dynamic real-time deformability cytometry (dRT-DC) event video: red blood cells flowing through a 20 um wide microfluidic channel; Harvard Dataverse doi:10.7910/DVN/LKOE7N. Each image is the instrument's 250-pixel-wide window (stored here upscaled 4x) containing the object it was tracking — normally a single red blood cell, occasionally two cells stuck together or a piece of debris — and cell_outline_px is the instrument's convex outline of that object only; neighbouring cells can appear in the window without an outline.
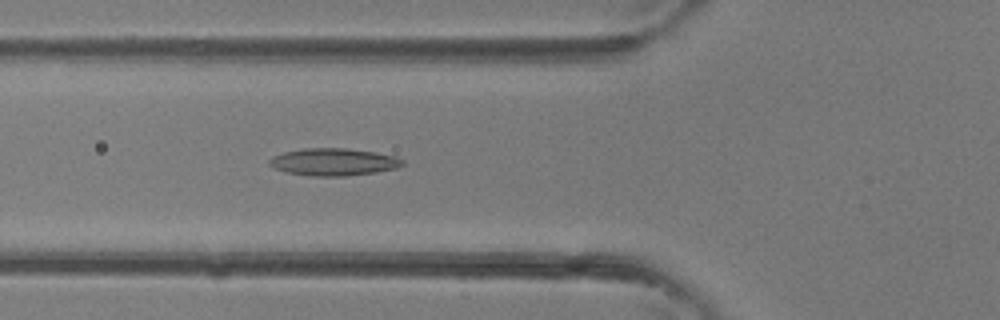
{"species": "common noctule bat (a hibernating species)", "species_latin": "Nyctalus noctula", "temperature_condition": "room temperature", "stored_images_in_passage": 35, "camera_frame_rate_fps": 3000, "um_per_image_px": 0.085, "animal": {"sex": "female"}, "frame": {"image": 1, "passage_image": 14, "time_ms": 4.333, "image_size_px": [1000, 320], "cell_outline_px": [[404, 164], [396, 168], [376, 172], [344, 176], [312, 176], [284, 172], [268, 164], [268, 160], [272, 156], [284, 152], [304, 148], [348, 148], [376, 152], [396, 156], [404, 160]], "centroid_in_image_um": [28.35, 13.76], "position_along_channel_um": 97.4, "area_um2": 21.33}}
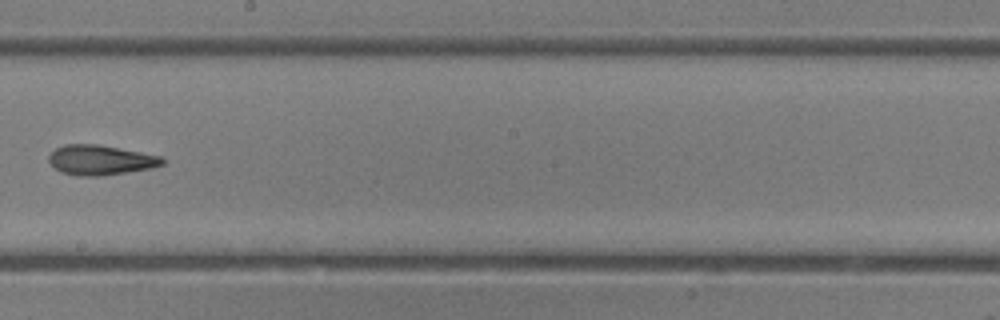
{"frame": {"image": 2, "passage_image": 22, "time_ms": 7.0, "image_size_px": [1000, 320], "cell_outline_px": [[164, 164], [152, 168], [104, 176], [76, 176], [60, 172], [48, 160], [48, 156], [56, 148], [64, 144], [96, 144], [140, 152], [160, 156], [164, 160]], "centroid_in_image_um": [8.53, 13.61], "position_along_channel_um": 239.7, "area_um2": 19.77}}
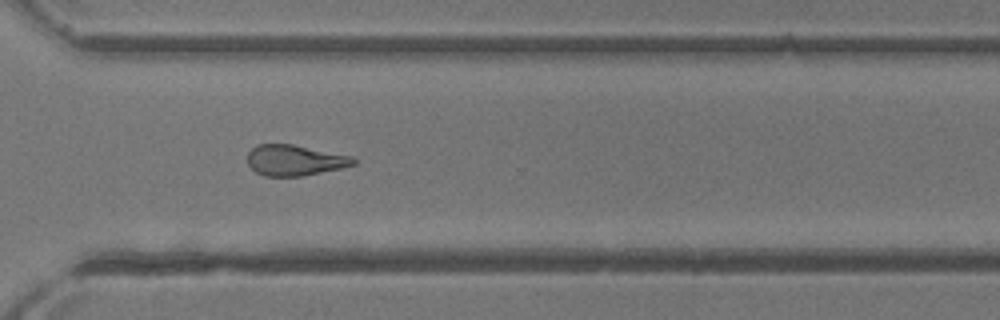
{"frame": {"image": 3, "passage_image": 28, "time_ms": 9.0, "image_size_px": [1000, 320], "cell_outline_px": [[356, 164], [344, 168], [304, 176], [264, 176], [256, 172], [248, 164], [248, 152], [256, 144], [292, 144], [352, 156], [356, 160]], "centroid_in_image_um": [25.08, 13.63], "position_along_channel_um": 345.5, "area_um2": 19.13}}